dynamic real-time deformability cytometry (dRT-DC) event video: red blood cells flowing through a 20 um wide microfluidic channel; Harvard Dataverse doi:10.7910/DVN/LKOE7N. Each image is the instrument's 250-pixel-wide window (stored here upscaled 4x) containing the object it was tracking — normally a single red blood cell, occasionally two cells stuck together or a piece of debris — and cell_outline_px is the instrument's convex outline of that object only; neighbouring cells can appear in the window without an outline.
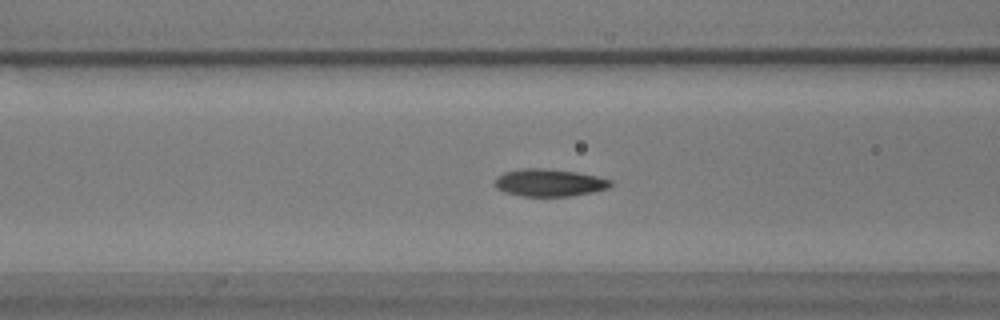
{"species": "common noctule bat (a hibernating species)", "species_latin": "Nyctalus noctula", "temperature_condition": "warm", "stored_images_in_passage": 43, "camera_frame_rate_fps": 3000, "um_per_image_px": 0.085, "animal": {"sex": "male", "body_mass_g": 17.9}, "frame": {"image": 1, "passage_image": 8, "time_ms": 2.333, "image_size_px": [1000, 320], "cell_outline_px": [[612, 184], [608, 188], [592, 192], [568, 196], [520, 196], [504, 192], [496, 188], [492, 184], [496, 176], [504, 172], [524, 168], [544, 168], [576, 172], [596, 176], [612, 180]], "centroid_in_image_um": [46.63, 15.52], "position_along_channel_um": 120.0, "area_um2": 18.61}}
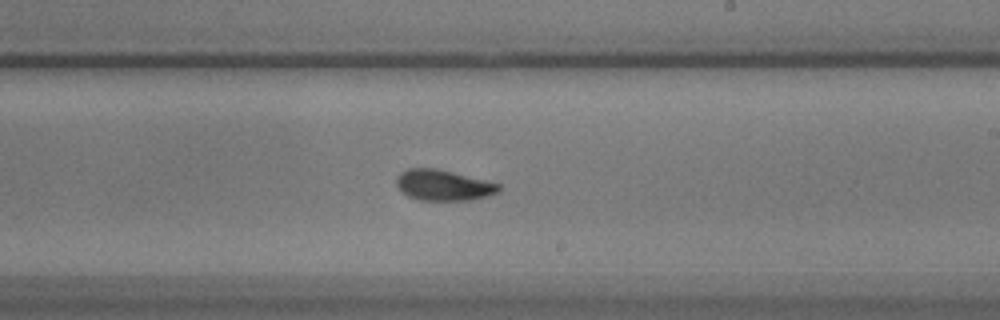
{"frame": {"image": 2, "passage_image": 19, "time_ms": 6.0, "image_size_px": [1000, 320], "cell_outline_px": [[500, 192], [488, 196], [472, 200], [420, 200], [408, 196], [396, 184], [396, 176], [400, 172], [408, 168], [436, 168], [500, 184]], "centroid_in_image_um": [37.69, 15.74], "position_along_channel_um": 251.3, "area_um2": 18.26}}
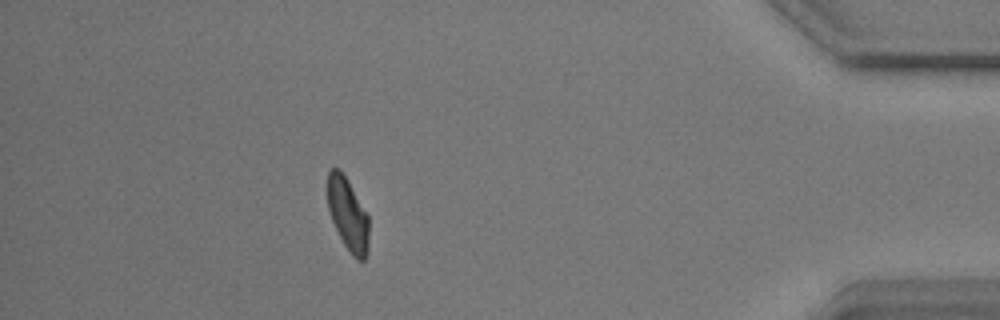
{"frame": {"image": 3, "passage_image": 36, "time_ms": 11.667, "image_size_px": [1000, 320], "cell_outline_px": [[368, 252], [364, 260], [356, 260], [352, 256], [344, 244], [332, 220], [328, 208], [328, 172], [332, 168], [340, 168], [348, 180], [368, 216]], "centroid_in_image_um": [29.57, 18.22], "position_along_channel_um": 405.6, "area_um2": 17.34}, "authors_computed_cell_mechanics": {"area_um2": 18.3226, "velocity_mm_per_s": 3.5908, "shape_relaxation_time_tau1_ms": 3.6418, "shape_relaxation_time_tau2_ms": 1.2785, "deformation_change_tau1": 0.1165, "deformation_change_tau2": 0.0602}}